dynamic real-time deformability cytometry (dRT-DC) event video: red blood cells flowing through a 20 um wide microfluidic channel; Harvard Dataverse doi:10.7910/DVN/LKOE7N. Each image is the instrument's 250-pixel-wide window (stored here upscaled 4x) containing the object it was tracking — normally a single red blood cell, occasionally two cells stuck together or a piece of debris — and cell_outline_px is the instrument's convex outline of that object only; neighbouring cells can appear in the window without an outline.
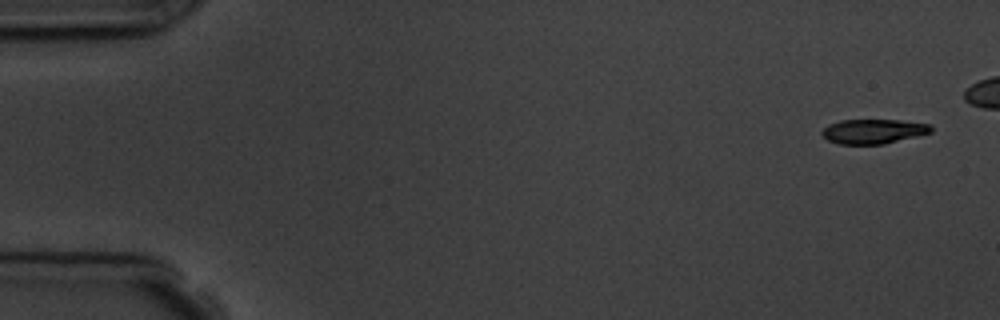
{"species": "common noctule bat (a hibernating species)", "species_latin": "Nyctalus noctula", "temperature_condition": "room temperature", "stored_images_in_passage": 6, "camera_frame_rate_fps": 3000, "um_per_image_px": 0.085, "animal": {"sex": "male", "body_mass_g": 19.5, "forearm_length_mm": 54.6}, "frame": {"image": 1, "passage_image": 1, "time_ms": 0.0, "image_size_px": [1000, 320], "cell_outline_px": [[932, 132], [884, 144], [840, 144], [828, 140], [820, 132], [828, 124], [840, 120], [900, 120], [932, 124]], "centroid_in_image_um": [74.24, 11.16], "position_along_channel_um": 10.8, "area_um2": 15.61}}